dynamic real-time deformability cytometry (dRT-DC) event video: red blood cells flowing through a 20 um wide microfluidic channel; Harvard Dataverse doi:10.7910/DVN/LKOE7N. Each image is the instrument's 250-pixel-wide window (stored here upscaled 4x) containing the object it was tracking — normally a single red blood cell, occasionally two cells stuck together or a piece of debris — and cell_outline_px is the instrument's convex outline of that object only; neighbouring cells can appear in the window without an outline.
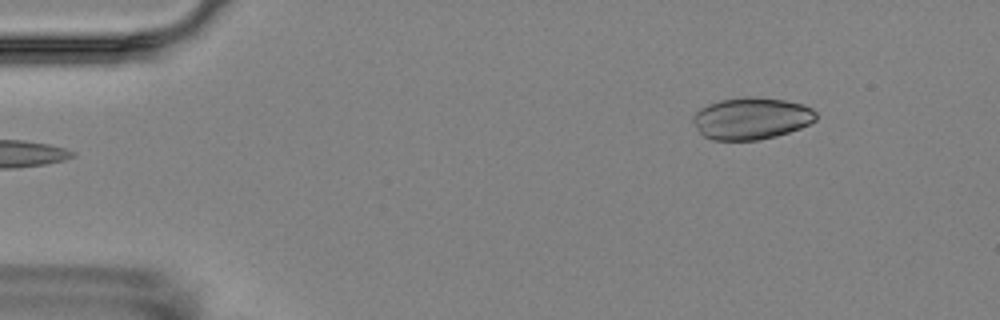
{"species": "Egyptian fruit bat (a non-hibernating species)", "species_latin": "Rousettus aegyptiacus", "temperature_condition": "room temperature", "stored_images_in_passage": 6, "camera_frame_rate_fps": 3000, "um_per_image_px": 0.085, "animal": {"sex": "female"}, "frame": {"image": 1, "passage_image": 6, "time_ms": 5.667, "image_size_px": [1000, 320], "cell_outline_px": [[816, 120], [800, 128], [776, 136], [756, 140], [712, 140], [704, 136], [700, 132], [692, 120], [692, 116], [700, 108], [708, 104], [720, 100], [744, 96], [756, 96], [784, 100], [804, 104], [812, 108], [816, 112]], "centroid_in_image_um": [63.86, 10.05], "position_along_channel_um": 21.1, "area_um2": 30.17}}